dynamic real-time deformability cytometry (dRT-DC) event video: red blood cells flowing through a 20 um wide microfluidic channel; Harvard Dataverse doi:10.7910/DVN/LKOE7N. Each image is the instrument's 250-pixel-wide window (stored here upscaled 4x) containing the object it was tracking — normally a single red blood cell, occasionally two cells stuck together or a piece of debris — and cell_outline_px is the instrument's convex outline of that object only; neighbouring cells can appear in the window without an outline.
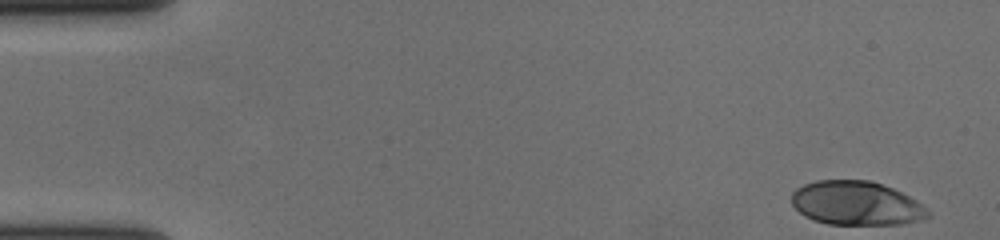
{"species": "human", "species_latin": "Homo sapiens", "temperature_condition": "cold", "stored_images_in_passage": 55, "camera_frame_rate_fps": 3000, "um_per_image_px": 0.085, "donor": {"sex": "female"}, "frame": {"image": 1, "passage_image": 1, "time_ms": 0.0, "image_size_px": [1000, 240], "cell_outline_px": [[932, 216], [920, 220], [900, 224], [828, 224], [812, 220], [804, 216], [792, 204], [792, 192], [796, 188], [804, 184], [816, 180], [868, 180], [892, 188], [916, 200]], "centroid_in_image_um": [72.75, 17.28], "position_along_channel_um": 12.3, "area_um2": 34.74}}
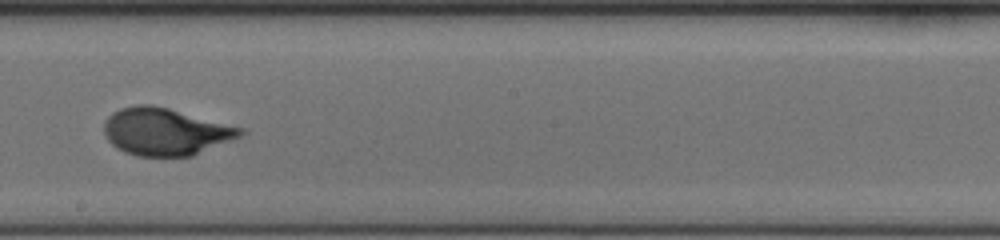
{"frame": {"image": 2, "passage_image": 31, "time_ms": 10.0, "image_size_px": [1000, 240], "cell_outline_px": [[248, 132], [240, 136], [192, 156], [136, 156], [124, 152], [116, 148], [108, 140], [104, 132], [104, 120], [112, 112], [120, 108], [136, 104], [152, 104], [168, 108], [244, 128]], "centroid_in_image_um": [14.03, 11.18], "position_along_channel_um": 234.2, "area_um2": 37.63}}
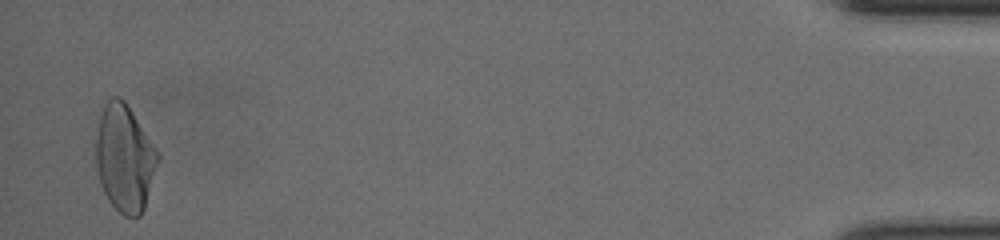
{"frame": {"image": 3, "passage_image": 54, "time_ms": 17.667, "image_size_px": [1000, 240], "cell_outline_px": [[160, 160], [144, 208], [140, 216], [124, 216], [108, 200], [100, 184], [96, 168], [96, 136], [100, 116], [104, 104], [112, 96], [120, 96], [124, 100], [156, 148], [160, 156]], "centroid_in_image_um": [10.59, 13.44], "position_along_channel_um": 424.6, "area_um2": 38.55}, "authors_computed_cell_mechanics": {"area_um2": 36.2984, "velocity_mm_per_s": 3.619, "shape_relaxation_time_tau1_ms": 3.8953, "shape_relaxation_time_tau2_ms": null, "deformation_change_tau1": 0.183, "deformation_change_tau2": null}}